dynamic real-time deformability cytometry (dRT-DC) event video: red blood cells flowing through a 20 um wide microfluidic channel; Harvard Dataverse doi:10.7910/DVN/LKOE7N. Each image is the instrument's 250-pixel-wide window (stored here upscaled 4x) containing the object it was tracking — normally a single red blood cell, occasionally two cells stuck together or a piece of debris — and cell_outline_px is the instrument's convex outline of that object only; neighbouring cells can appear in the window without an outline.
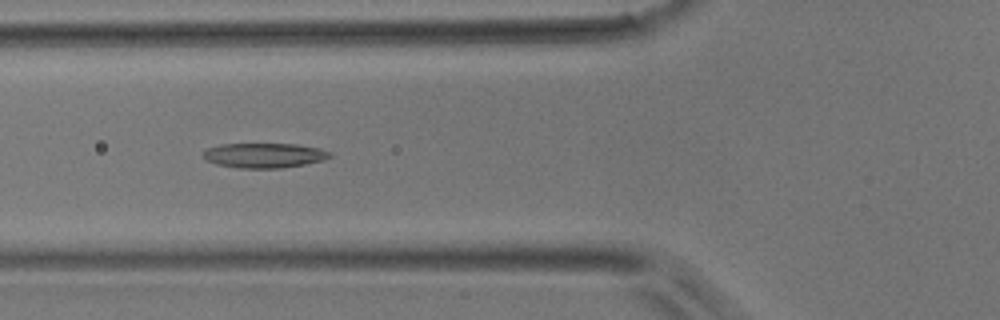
{"species": "common noctule bat (a hibernating species)", "species_latin": "Nyctalus noctula", "temperature_condition": "room temperature", "stored_images_in_passage": 36, "camera_frame_rate_fps": 3000, "um_per_image_px": 0.085, "animal": {"sex": "male", "body_mass_g": 17.9}, "frame": {"image": 1, "passage_image": 5, "time_ms": 1.333, "image_size_px": [1000, 320], "cell_outline_px": [[332, 156], [324, 160], [304, 164], [280, 168], [240, 168], [216, 164], [208, 160], [204, 156], [204, 152], [208, 148], [220, 144], [296, 144], [320, 148], [332, 152]], "centroid_in_image_um": [22.51, 13.2], "position_along_channel_um": 103.3, "area_um2": 18.21}}
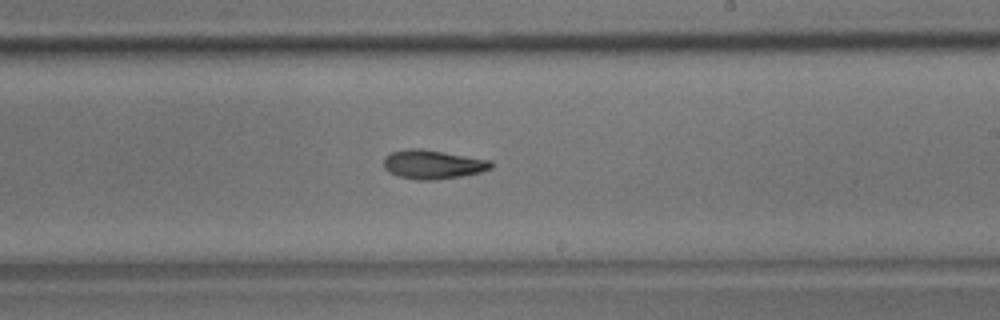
{"frame": {"image": 2, "passage_image": 16, "time_ms": 5.0, "image_size_px": [1000, 320], "cell_outline_px": [[496, 164], [492, 168], [480, 172], [460, 176], [432, 180], [416, 180], [396, 176], [388, 172], [384, 168], [384, 156], [392, 152], [408, 148], [420, 148], [492, 160]], "centroid_in_image_um": [36.79, 13.97], "position_along_channel_um": 252.2, "area_um2": 18.32}}
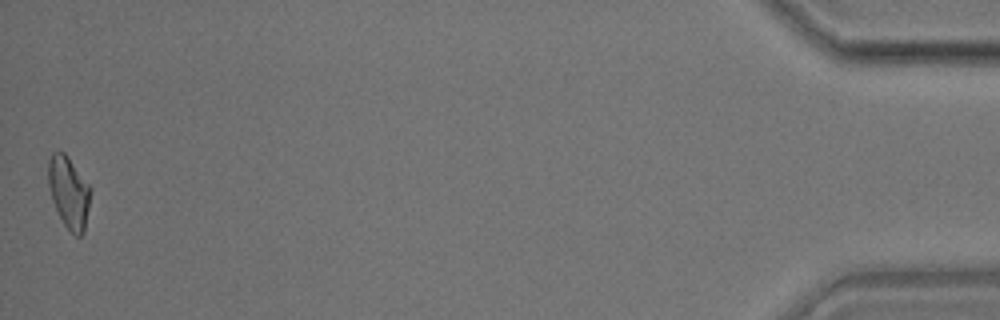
{"frame": {"image": 3, "passage_image": 36, "time_ms": 11.667, "image_size_px": [1000, 320], "cell_outline_px": [[92, 188], [84, 232], [80, 236], [76, 236], [64, 224], [52, 200], [48, 184], [48, 160], [52, 152], [64, 152]], "centroid_in_image_um": [5.86, 16.33], "position_along_channel_um": 429.3, "area_um2": 17.51}}